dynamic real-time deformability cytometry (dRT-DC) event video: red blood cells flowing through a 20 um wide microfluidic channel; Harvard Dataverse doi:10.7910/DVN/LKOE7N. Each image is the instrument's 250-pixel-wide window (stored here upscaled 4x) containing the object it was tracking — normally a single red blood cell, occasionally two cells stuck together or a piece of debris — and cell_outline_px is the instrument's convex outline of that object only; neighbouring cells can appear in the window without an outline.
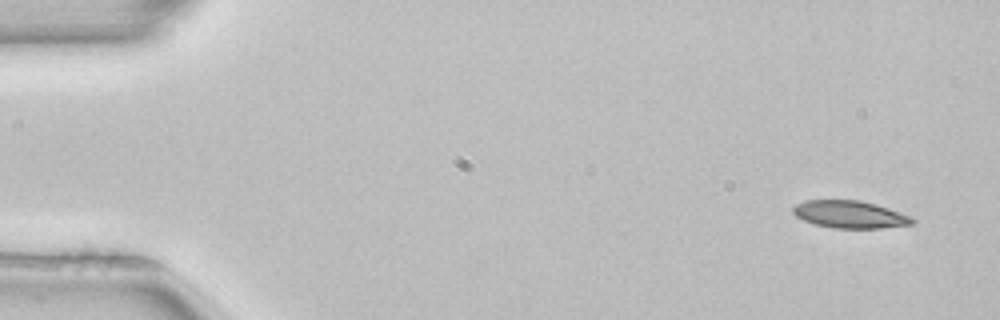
{"species": "common noctule bat (a hibernating species)", "species_latin": "Nyctalus noctula", "temperature_condition": "room temperature", "stored_images_in_passage": 5, "camera_frame_rate_fps": 3000, "um_per_image_px": 0.085, "animal": {"sex": "female", "body_mass_g": 22.7, "forearm_length_mm": 54.2}, "frame": {"image": 1, "passage_image": 1, "time_ms": 0.0, "image_size_px": [1000, 320], "cell_outline_px": [[916, 224], [884, 228], [836, 228], [816, 224], [804, 220], [796, 216], [792, 212], [792, 208], [796, 204], [804, 200], [860, 200], [876, 204], [888, 208], [908, 216], [916, 220]], "centroid_in_image_um": [72.25, 18.22], "position_along_channel_um": 12.8, "area_um2": 19.02}}
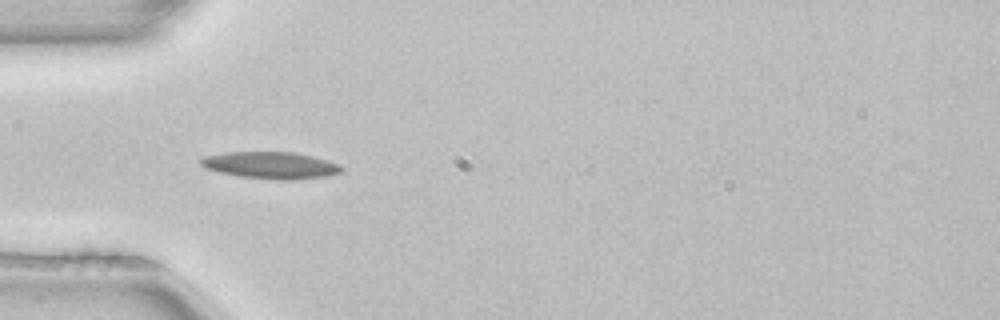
{"frame": {"image": 2, "passage_image": 4, "time_ms": 1.0, "image_size_px": [1000, 320], "cell_outline_px": [[344, 168], [340, 172], [328, 176], [292, 180], [276, 180], [240, 176], [220, 172], [208, 168], [200, 164], [200, 160], [204, 156], [224, 152], [292, 152], [312, 156], [328, 160], [340, 164]], "centroid_in_image_um": [23.05, 14.04], "position_along_channel_um": 62.0, "area_um2": 22.02}}